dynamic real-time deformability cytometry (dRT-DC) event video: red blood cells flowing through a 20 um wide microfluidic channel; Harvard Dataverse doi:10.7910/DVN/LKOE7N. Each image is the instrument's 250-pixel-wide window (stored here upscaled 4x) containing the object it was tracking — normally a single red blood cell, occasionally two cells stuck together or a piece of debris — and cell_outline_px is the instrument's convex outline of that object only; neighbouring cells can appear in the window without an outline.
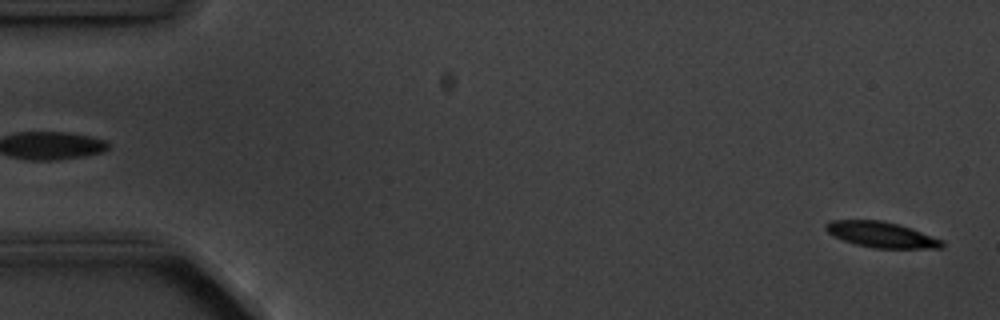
{"species": "common noctule bat (a hibernating species)", "species_latin": "Nyctalus noctula", "temperature_condition": "cold", "stored_images_in_passage": 5, "segment_of_instrument_passage": [2, 2], "camera_frame_rate_fps": 3000, "um_per_image_px": 0.085, "animal": {"sex": "male", "body_mass_g": 20.1, "forearm_length_mm": 53.5}, "frame": {"image": 1, "passage_image": 5, "time_ms": 4.667, "image_size_px": [1000, 320], "cell_outline_px": [[944, 248], [872, 248], [856, 244], [832, 236], [824, 228], [824, 224], [828, 220], [884, 220], [912, 228], [944, 240]], "centroid_in_image_um": [74.92, 19.94], "position_along_channel_um": 10.1, "area_um2": 17.63}}